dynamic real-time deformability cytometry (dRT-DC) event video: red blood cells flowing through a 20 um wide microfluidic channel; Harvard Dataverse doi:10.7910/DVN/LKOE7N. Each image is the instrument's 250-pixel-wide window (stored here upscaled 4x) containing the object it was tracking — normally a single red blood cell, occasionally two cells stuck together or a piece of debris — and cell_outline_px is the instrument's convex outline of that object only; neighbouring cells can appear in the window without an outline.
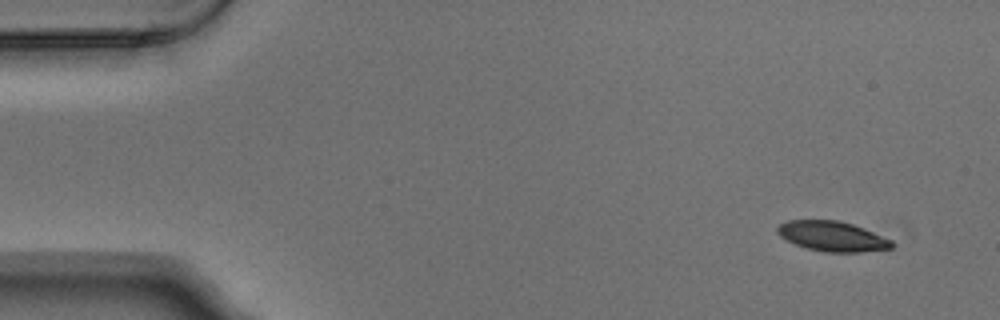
{"species": "Egyptian fruit bat (a non-hibernating species)", "species_latin": "Rousettus aegyptiacus", "temperature_condition": "warm", "stored_images_in_passage": 4, "camera_frame_rate_fps": 3000, "um_per_image_px": 0.085, "animal": {"sex": "male"}, "frame": {"image": 1, "passage_image": 1, "time_ms": 0.0, "image_size_px": [1000, 320], "cell_outline_px": [[896, 244], [892, 248], [860, 252], [824, 252], [808, 248], [796, 244], [780, 236], [776, 232], [776, 228], [780, 224], [788, 220], [840, 220], [864, 228], [892, 240]], "centroid_in_image_um": [70.77, 20.08], "position_along_channel_um": 14.2, "area_um2": 20.0}}
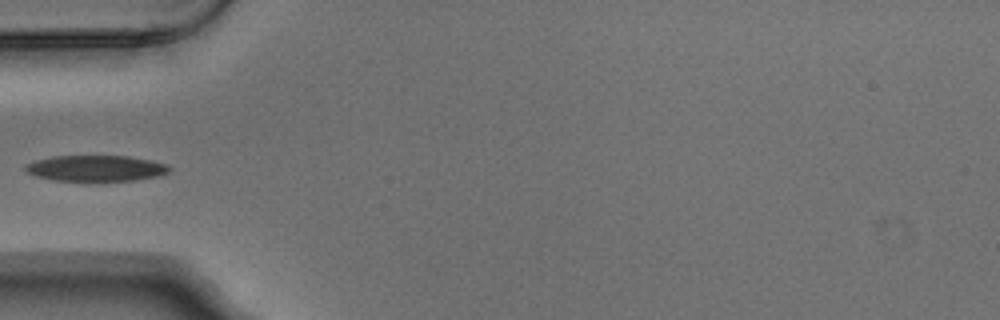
{"frame": {"image": 2, "passage_image": 4, "time_ms": 1.0, "image_size_px": [1000, 320], "cell_outline_px": [[172, 168], [168, 172], [160, 176], [136, 180], [52, 180], [36, 176], [24, 172], [24, 164], [36, 160], [52, 156], [128, 156], [152, 160], [168, 164]], "centroid_in_image_um": [8.15, 14.29], "position_along_channel_um": 76.8, "area_um2": 21.85}}